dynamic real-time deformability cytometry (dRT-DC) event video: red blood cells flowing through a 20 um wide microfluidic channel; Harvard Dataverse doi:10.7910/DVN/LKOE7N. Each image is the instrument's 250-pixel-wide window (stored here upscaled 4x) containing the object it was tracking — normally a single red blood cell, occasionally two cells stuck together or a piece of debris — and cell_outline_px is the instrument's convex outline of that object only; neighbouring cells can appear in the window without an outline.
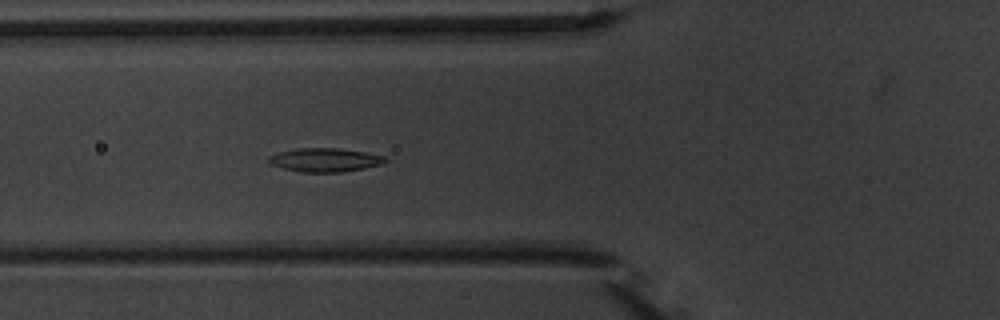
{"species": "common noctule bat (a hibernating species)", "species_latin": "Nyctalus noctula", "temperature_condition": "warm", "stored_images_in_passage": 6, "camera_frame_rate_fps": 3000, "um_per_image_px": 0.085, "animal": {"sex": "male", "body_mass_g": 20.1, "forearm_length_mm": 53.5}, "frame": {"image": 1, "passage_image": 6, "time_ms": 9.667, "image_size_px": [1000, 320], "cell_outline_px": [[388, 160], [384, 164], [364, 168], [340, 172], [300, 172], [268, 164], [268, 156], [280, 152], [296, 148], [340, 148], [364, 152], [384, 156]], "centroid_in_image_um": [27.61, 13.59], "position_along_channel_um": 98.2, "area_um2": 16.13}}